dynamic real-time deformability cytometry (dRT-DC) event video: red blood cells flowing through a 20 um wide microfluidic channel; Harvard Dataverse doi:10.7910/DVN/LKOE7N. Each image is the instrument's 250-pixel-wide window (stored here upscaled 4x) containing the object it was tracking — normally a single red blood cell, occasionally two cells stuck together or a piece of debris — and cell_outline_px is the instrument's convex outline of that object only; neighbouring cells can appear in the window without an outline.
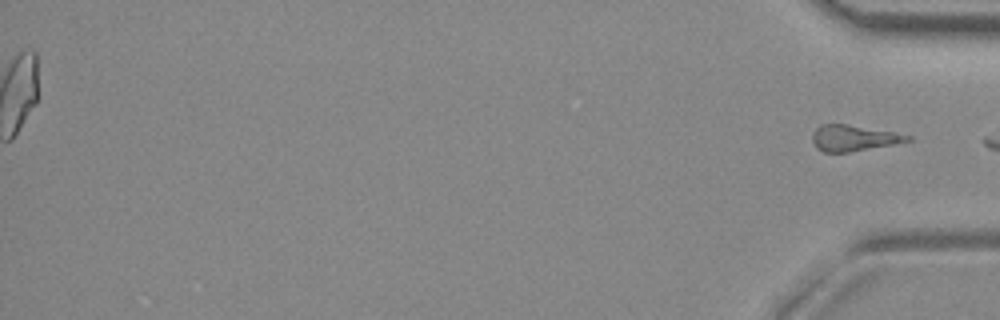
{"species": "common noctule bat (a hibernating species)", "species_latin": "Nyctalus noctula", "temperature_condition": "room temperature", "stored_images_in_passage": 38, "segment_of_instrument_passage": [2, 2], "camera_frame_rate_fps": 3000, "um_per_image_px": 0.085, "animal": {"sex": "female", "body_mass_g": 29.2, "forearm_length_mm": 56.3}, "frame": {"image": 1, "passage_image": 38, "time_ms": 12.333, "image_size_px": [1000, 320], "cell_outline_px": [[912, 140], [892, 144], [848, 152], [824, 152], [816, 148], [812, 140], [812, 132], [820, 124], [844, 124], [892, 132], [912, 136]], "centroid_in_image_um": [72.49, 11.73], "position_along_channel_um": 362.7, "area_um2": 14.1}}